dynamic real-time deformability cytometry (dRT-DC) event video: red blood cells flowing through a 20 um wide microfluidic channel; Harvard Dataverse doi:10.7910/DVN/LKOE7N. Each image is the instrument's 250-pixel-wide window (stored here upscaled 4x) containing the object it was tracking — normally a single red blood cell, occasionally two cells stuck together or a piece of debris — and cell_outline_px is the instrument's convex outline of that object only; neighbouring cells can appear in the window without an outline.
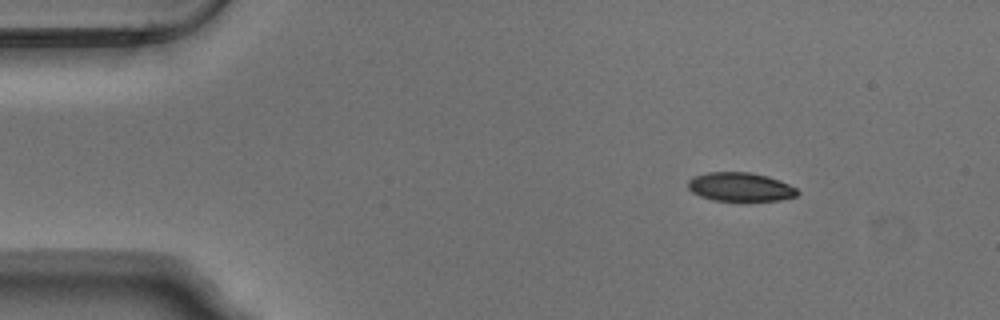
{"species": "Egyptian fruit bat (a non-hibernating species)", "species_latin": "Rousettus aegyptiacus", "temperature_condition": "warm", "stored_images_in_passage": 47, "camera_frame_rate_fps": 3000, "um_per_image_px": 0.085, "animal": {"sex": "male"}, "frame": {"image": 1, "passage_image": 1, "time_ms": 0.0, "image_size_px": [1000, 320], "cell_outline_px": [[800, 192], [796, 196], [780, 200], [712, 200], [700, 196], [692, 192], [688, 188], [688, 180], [692, 176], [708, 172], [752, 172], [768, 176], [780, 180], [796, 188]], "centroid_in_image_um": [62.91, 15.87], "position_along_channel_um": 22.1, "area_um2": 18.38}}
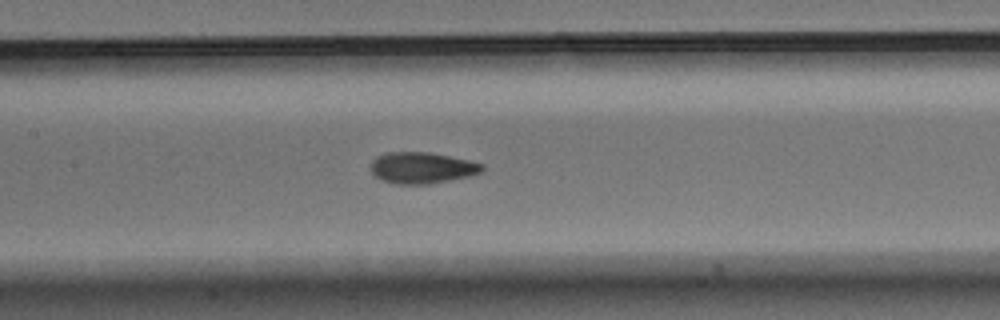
{"frame": {"image": 2, "passage_image": 19, "time_ms": 6.0, "image_size_px": [1000, 320], "cell_outline_px": [[484, 172], [468, 176], [428, 184], [396, 184], [380, 180], [372, 172], [372, 160], [376, 156], [388, 152], [432, 152], [468, 160], [484, 164]], "centroid_in_image_um": [35.88, 14.26], "position_along_channel_um": 171.5, "area_um2": 20.35}}
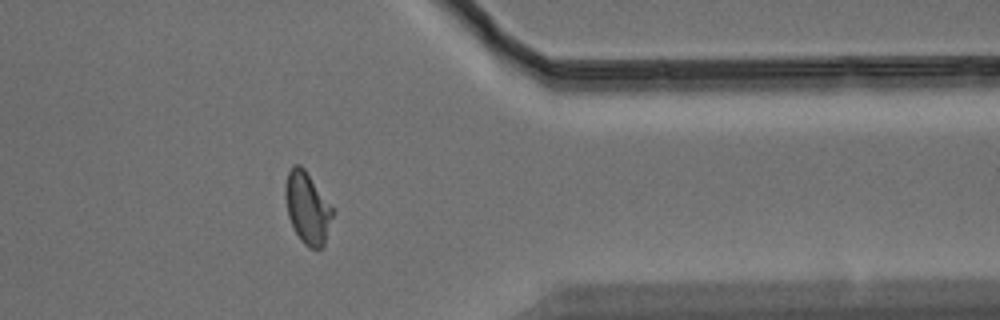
{"frame": {"image": 3, "passage_image": 37, "time_ms": 12.0, "image_size_px": [1000, 320], "cell_outline_px": [[332, 216], [324, 248], [308, 248], [300, 240], [288, 216], [284, 196], [284, 184], [288, 172], [292, 164], [300, 164], [304, 168], [332, 208]], "centroid_in_image_um": [26.09, 17.67], "position_along_channel_um": 385.3, "area_um2": 19.59}, "authors_computed_cell_mechanics": {"area_um2": 19.5942, "velocity_mm_per_s": 3.7881, "shape_relaxation_time_tau1_ms": 4.196, "shape_relaxation_time_tau2_ms": 1.3632, "deformation_change_tau1": 0.1582, "deformation_change_tau2": 0.0686}}